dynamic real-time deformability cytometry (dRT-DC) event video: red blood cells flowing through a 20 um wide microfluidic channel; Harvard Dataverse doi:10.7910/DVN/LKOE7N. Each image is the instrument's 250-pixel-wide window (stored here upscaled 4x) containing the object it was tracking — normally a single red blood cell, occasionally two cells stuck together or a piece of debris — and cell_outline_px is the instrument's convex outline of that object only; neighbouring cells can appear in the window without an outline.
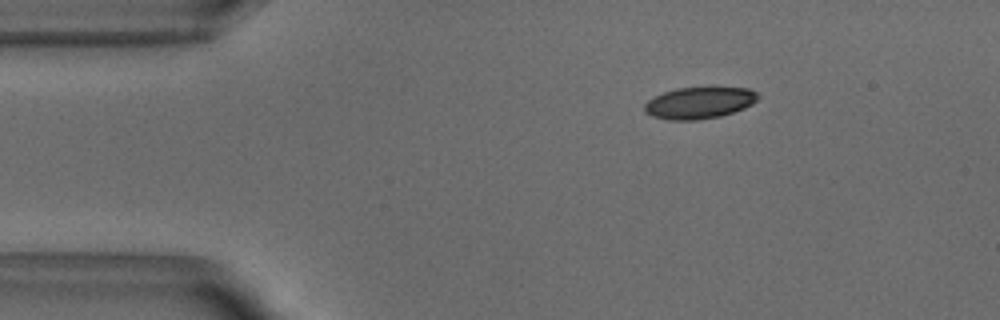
{"species": "common noctule bat (a hibernating species)", "species_latin": "Nyctalus noctula", "temperature_condition": "warm", "stored_images_in_passage": 45, "camera_frame_rate_fps": 3000, "um_per_image_px": 0.085, "animal": {"sex": "male", "body_mass_g": 18.8}, "frame": {"image": 1, "passage_image": 1, "time_ms": 0.0, "image_size_px": [1000, 320], "cell_outline_px": [[760, 96], [752, 104], [744, 108], [720, 116], [696, 120], [668, 120], [652, 116], [644, 112], [644, 104], [648, 100], [664, 92], [676, 88], [748, 88], [756, 92]], "centroid_in_image_um": [59.42, 8.75], "position_along_channel_um": 25.6, "area_um2": 20.75}}
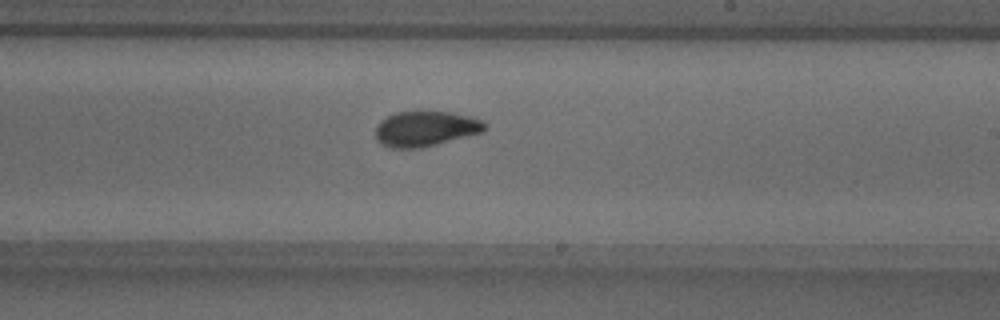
{"frame": {"image": 2, "passage_image": 23, "time_ms": 7.333, "image_size_px": [1000, 320], "cell_outline_px": [[488, 128], [484, 132], [420, 148], [392, 148], [380, 144], [376, 140], [376, 128], [380, 120], [396, 112], [416, 108], [452, 112], [484, 120], [488, 124]], "centroid_in_image_um": [36.19, 10.89], "position_along_channel_um": 252.8, "area_um2": 23.35}}
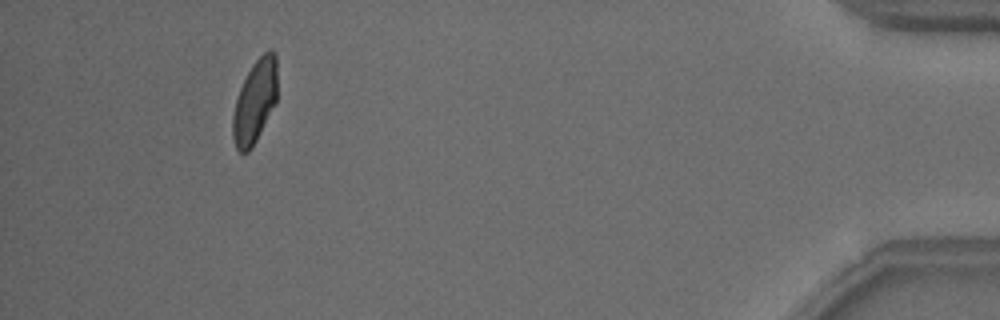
{"frame": {"image": 3, "passage_image": 41, "time_ms": 13.333, "image_size_px": [1000, 320], "cell_outline_px": [[276, 104], [252, 148], [248, 152], [240, 152], [236, 148], [232, 136], [232, 116], [236, 100], [240, 88], [252, 64], [268, 48], [276, 52]], "centroid_in_image_um": [21.67, 8.63], "position_along_channel_um": 413.5, "area_um2": 21.62}, "authors_computed_cell_mechanics": {"area_um2": 22.4264, "velocity_mm_per_s": 3.8398, "shape_relaxation_time_tau1_ms": 4.1085, "shape_relaxation_time_tau2_ms": 1.1069, "deformation_change_tau1": 0.1536, "deformation_change_tau2": 0.0574}}